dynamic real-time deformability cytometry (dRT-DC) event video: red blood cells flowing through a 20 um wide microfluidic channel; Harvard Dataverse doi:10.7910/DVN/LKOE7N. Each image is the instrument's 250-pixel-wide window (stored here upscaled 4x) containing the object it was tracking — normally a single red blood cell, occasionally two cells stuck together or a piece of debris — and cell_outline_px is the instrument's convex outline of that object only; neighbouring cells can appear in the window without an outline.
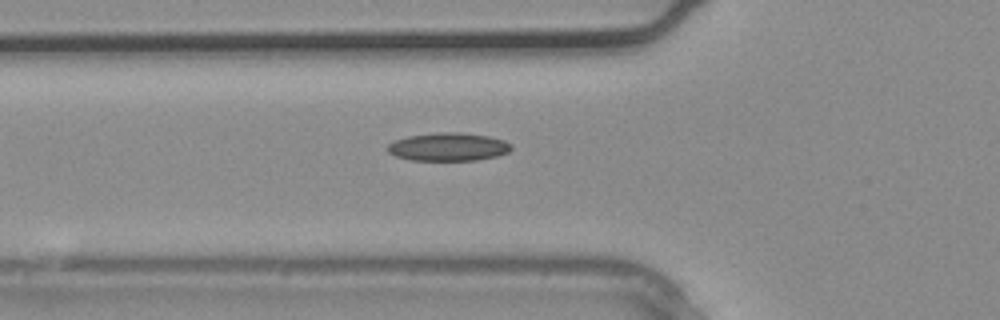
{"species": "common noctule bat (a hibernating species)", "species_latin": "Nyctalus noctula", "temperature_condition": "warm", "stored_images_in_passage": 3, "camera_frame_rate_fps": 3000, "um_per_image_px": 0.085, "animal": {"sex": "male", "body_mass_g": 20.4}, "frame": {"image": 1, "passage_image": 3, "time_ms": 0.667, "image_size_px": [1000, 320], "cell_outline_px": [[512, 148], [508, 152], [496, 156], [476, 160], [412, 160], [396, 156], [388, 152], [388, 144], [392, 140], [408, 136], [440, 132], [460, 132], [488, 136], [504, 140], [512, 144]], "centroid_in_image_um": [38.1, 12.47], "position_along_channel_um": 87.7, "area_um2": 20.29}}